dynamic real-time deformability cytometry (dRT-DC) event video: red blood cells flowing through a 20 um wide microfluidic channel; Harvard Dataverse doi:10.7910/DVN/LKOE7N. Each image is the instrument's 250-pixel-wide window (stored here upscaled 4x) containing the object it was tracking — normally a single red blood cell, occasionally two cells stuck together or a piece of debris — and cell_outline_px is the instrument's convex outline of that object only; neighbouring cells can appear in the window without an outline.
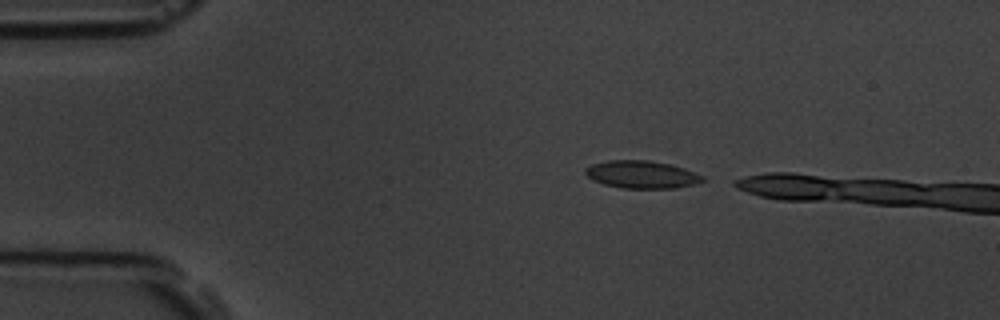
{"species": "common noctule bat (a hibernating species)", "species_latin": "Nyctalus noctula", "temperature_condition": "room temperature", "stored_images_in_passage": 3, "camera_frame_rate_fps": 3000, "um_per_image_px": 0.085, "animal": {"sex": "male", "body_mass_g": 19.5, "forearm_length_mm": 54.6}, "frame": {"image": 1, "passage_image": 1, "time_ms": 0.0, "image_size_px": [1000, 320], "cell_outline_px": [[704, 180], [692, 184], [676, 188], [624, 188], [604, 184], [592, 180], [584, 172], [584, 168], [592, 164], [608, 160], [648, 160], [668, 164], [684, 168], [704, 176]], "centroid_in_image_um": [54.51, 14.83], "position_along_channel_um": 30.5, "area_um2": 18.73}}